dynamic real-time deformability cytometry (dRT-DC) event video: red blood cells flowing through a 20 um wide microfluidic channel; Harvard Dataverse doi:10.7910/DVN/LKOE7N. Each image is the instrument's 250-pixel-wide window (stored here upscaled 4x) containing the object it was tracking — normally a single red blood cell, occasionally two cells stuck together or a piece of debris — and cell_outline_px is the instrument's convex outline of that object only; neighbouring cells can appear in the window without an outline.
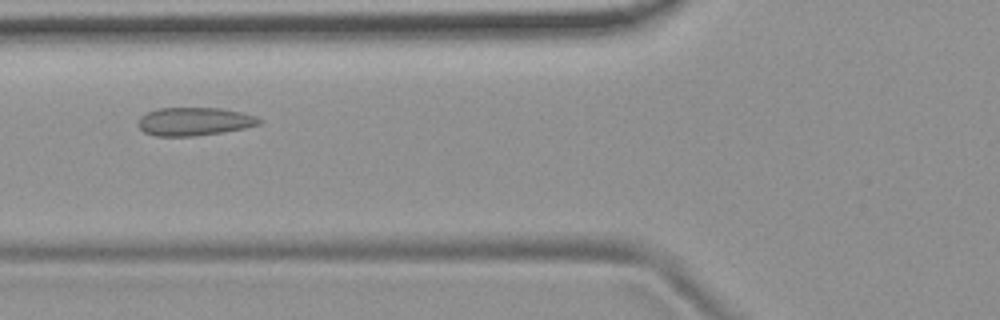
{"species": "common noctule bat (a hibernating species)", "species_latin": "Nyctalus noctula", "temperature_condition": "room temperature", "stored_images_in_passage": 8, "camera_frame_rate_fps": 3000, "um_per_image_px": 0.085, "animal": {"sex": "female", "body_mass_g": 19.9}, "frame": {"image": 1, "passage_image": 4, "time_ms": 3.667, "image_size_px": [1000, 320], "cell_outline_px": [[264, 120], [260, 124], [244, 128], [220, 132], [192, 136], [156, 136], [144, 132], [136, 124], [140, 116], [156, 108], [220, 108], [240, 112], [256, 116]], "centroid_in_image_um": [16.49, 10.32], "position_along_channel_um": 109.3, "area_um2": 19.88}}
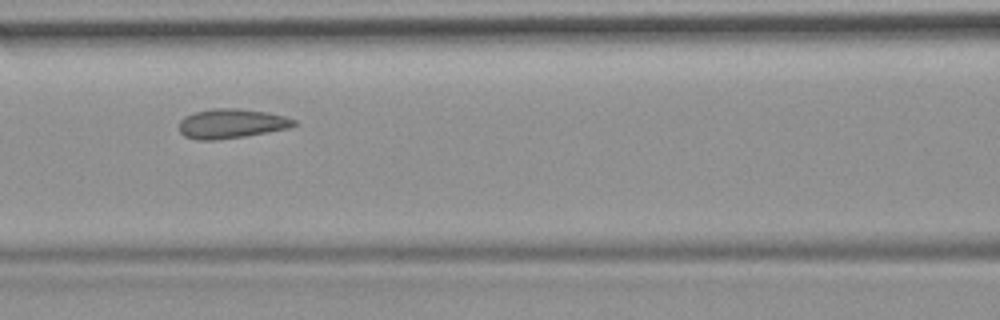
{"frame": {"image": 2, "passage_image": 5, "time_ms": 4.667, "image_size_px": [1000, 320], "cell_outline_px": [[296, 124], [288, 128], [268, 132], [244, 136], [216, 140], [196, 140], [184, 136], [180, 132], [180, 120], [184, 116], [196, 112], [212, 108], [236, 108], [268, 112], [284, 116], [296, 120]], "centroid_in_image_um": [19.65, 10.5], "position_along_channel_um": 146.9, "area_um2": 19.71}}
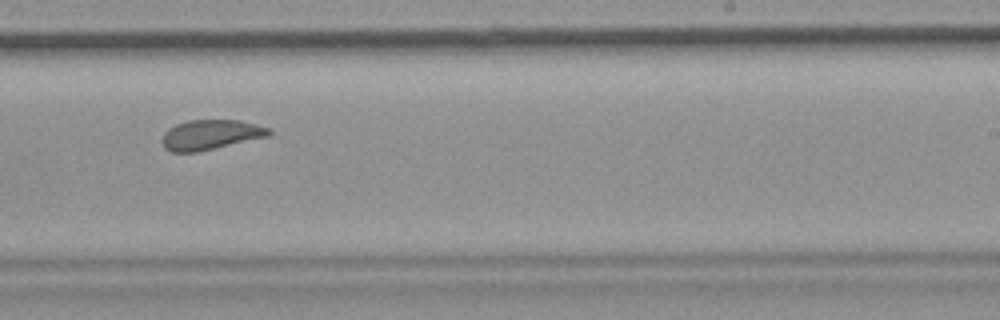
{"frame": {"image": 3, "passage_image": 8, "time_ms": 8.0, "image_size_px": [1000, 320], "cell_outline_px": [[272, 132], [268, 136], [200, 152], [172, 152], [164, 148], [164, 132], [168, 128], [176, 124], [188, 120], [240, 120], [272, 128]], "centroid_in_image_um": [17.93, 11.45], "position_along_channel_um": 271.1, "area_um2": 18.67}}